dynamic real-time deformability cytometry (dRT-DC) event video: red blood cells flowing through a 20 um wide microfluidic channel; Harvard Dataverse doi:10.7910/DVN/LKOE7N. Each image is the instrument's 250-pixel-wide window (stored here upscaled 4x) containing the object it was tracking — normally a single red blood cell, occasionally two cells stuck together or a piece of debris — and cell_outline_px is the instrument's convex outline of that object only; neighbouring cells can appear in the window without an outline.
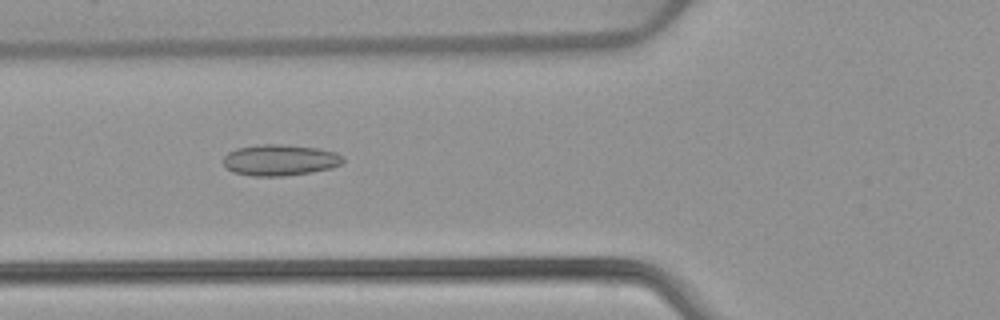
{"species": "common noctule bat (a hibernating species)", "species_latin": "Nyctalus noctula", "temperature_condition": "warm", "stored_images_in_passage": 40, "camera_frame_rate_fps": 3000, "um_per_image_px": 0.085, "animal": {"sex": "female", "body_mass_g": 22.7, "forearm_length_mm": 54.2}, "frame": {"image": 1, "passage_image": 6, "time_ms": 1.667, "image_size_px": [1000, 320], "cell_outline_px": [[344, 160], [340, 164], [332, 168], [312, 172], [284, 176], [252, 176], [232, 172], [224, 164], [224, 156], [228, 152], [236, 148], [256, 144], [280, 144], [316, 148], [336, 152], [344, 156]], "centroid_in_image_um": [23.79, 13.6], "position_along_channel_um": 102.0, "area_um2": 21.85}}
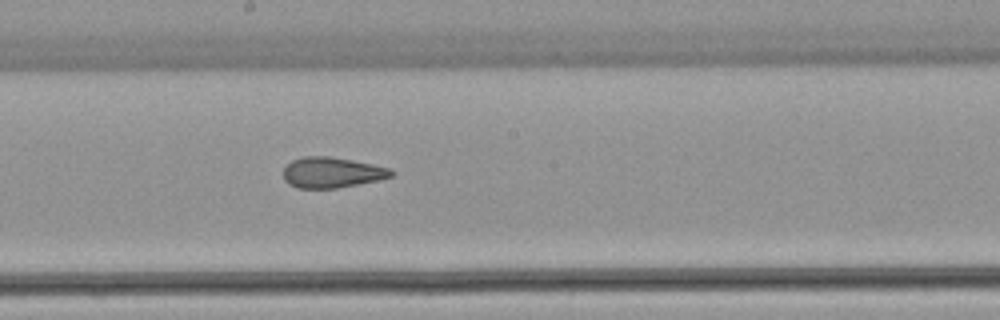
{"frame": {"image": 2, "passage_image": 15, "time_ms": 4.667, "image_size_px": [1000, 320], "cell_outline_px": [[396, 172], [392, 176], [380, 180], [336, 188], [296, 188], [288, 184], [284, 180], [284, 168], [292, 160], [304, 156], [328, 156], [352, 160], [392, 168]], "centroid_in_image_um": [28.23, 14.66], "position_along_channel_um": 220.0, "area_um2": 19.36}}
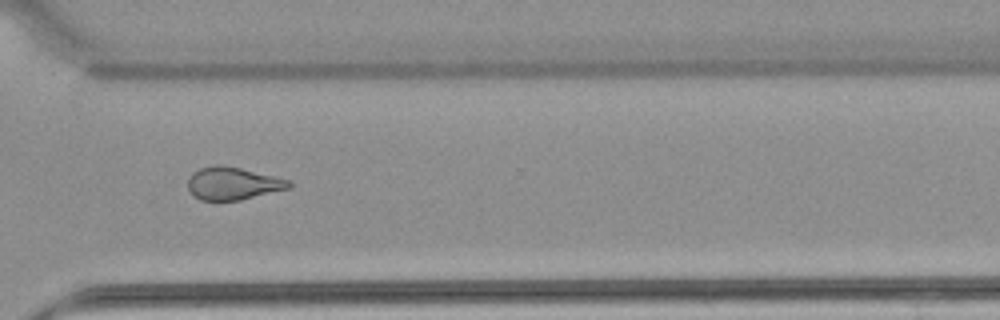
{"frame": {"image": 3, "passage_image": 25, "time_ms": 8.0, "image_size_px": [1000, 320], "cell_outline_px": [[292, 188], [240, 200], [200, 200], [192, 196], [188, 188], [188, 180], [192, 172], [200, 168], [216, 164], [224, 164], [292, 180]], "centroid_in_image_um": [19.81, 15.58], "position_along_channel_um": 350.8, "area_um2": 19.59}, "authors_computed_cell_mechanics": {"area_um2": 20.0566, "velocity_mm_per_s": 3.9262, "shape_relaxation_time_tau1_ms": null, "shape_relaxation_time_tau2_ms": 2.3329, "deformation_change_tau1": null, "deformation_change_tau2": 0.1152}}